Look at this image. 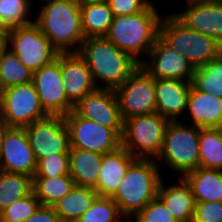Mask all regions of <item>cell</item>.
Masks as SVG:
<instances>
[{
	"label": "cell",
	"mask_w": 222,
	"mask_h": 222,
	"mask_svg": "<svg viewBox=\"0 0 222 222\" xmlns=\"http://www.w3.org/2000/svg\"><path fill=\"white\" fill-rule=\"evenodd\" d=\"M170 121L157 112L124 120L121 146L134 158L157 159Z\"/></svg>",
	"instance_id": "7"
},
{
	"label": "cell",
	"mask_w": 222,
	"mask_h": 222,
	"mask_svg": "<svg viewBox=\"0 0 222 222\" xmlns=\"http://www.w3.org/2000/svg\"><path fill=\"white\" fill-rule=\"evenodd\" d=\"M159 38L185 57L194 68L205 65L222 54V44L215 38L189 29L173 14L163 15Z\"/></svg>",
	"instance_id": "5"
},
{
	"label": "cell",
	"mask_w": 222,
	"mask_h": 222,
	"mask_svg": "<svg viewBox=\"0 0 222 222\" xmlns=\"http://www.w3.org/2000/svg\"><path fill=\"white\" fill-rule=\"evenodd\" d=\"M78 53L86 61L97 88L115 90L139 66L136 60L106 37L85 39Z\"/></svg>",
	"instance_id": "1"
},
{
	"label": "cell",
	"mask_w": 222,
	"mask_h": 222,
	"mask_svg": "<svg viewBox=\"0 0 222 222\" xmlns=\"http://www.w3.org/2000/svg\"><path fill=\"white\" fill-rule=\"evenodd\" d=\"M121 218H123L122 220H126V222H129L130 219H133L131 216L128 215H122L119 219H117L115 222H121ZM131 222V221H130Z\"/></svg>",
	"instance_id": "42"
},
{
	"label": "cell",
	"mask_w": 222,
	"mask_h": 222,
	"mask_svg": "<svg viewBox=\"0 0 222 222\" xmlns=\"http://www.w3.org/2000/svg\"><path fill=\"white\" fill-rule=\"evenodd\" d=\"M187 7L173 15L189 29L213 37L222 44V0L190 2Z\"/></svg>",
	"instance_id": "17"
},
{
	"label": "cell",
	"mask_w": 222,
	"mask_h": 222,
	"mask_svg": "<svg viewBox=\"0 0 222 222\" xmlns=\"http://www.w3.org/2000/svg\"><path fill=\"white\" fill-rule=\"evenodd\" d=\"M7 48H8L7 36H1L0 37V60L2 58L3 53L7 50Z\"/></svg>",
	"instance_id": "41"
},
{
	"label": "cell",
	"mask_w": 222,
	"mask_h": 222,
	"mask_svg": "<svg viewBox=\"0 0 222 222\" xmlns=\"http://www.w3.org/2000/svg\"><path fill=\"white\" fill-rule=\"evenodd\" d=\"M199 167L222 170V128L200 129Z\"/></svg>",
	"instance_id": "29"
},
{
	"label": "cell",
	"mask_w": 222,
	"mask_h": 222,
	"mask_svg": "<svg viewBox=\"0 0 222 222\" xmlns=\"http://www.w3.org/2000/svg\"><path fill=\"white\" fill-rule=\"evenodd\" d=\"M37 161L25 128L10 127L0 151V170L23 173L33 178Z\"/></svg>",
	"instance_id": "16"
},
{
	"label": "cell",
	"mask_w": 222,
	"mask_h": 222,
	"mask_svg": "<svg viewBox=\"0 0 222 222\" xmlns=\"http://www.w3.org/2000/svg\"><path fill=\"white\" fill-rule=\"evenodd\" d=\"M98 196L93 187L75 185L73 189L53 207L61 222H77V220L91 207Z\"/></svg>",
	"instance_id": "26"
},
{
	"label": "cell",
	"mask_w": 222,
	"mask_h": 222,
	"mask_svg": "<svg viewBox=\"0 0 222 222\" xmlns=\"http://www.w3.org/2000/svg\"><path fill=\"white\" fill-rule=\"evenodd\" d=\"M200 128L180 121L166 127L162 151L156 161L163 160L171 170L184 177L199 167Z\"/></svg>",
	"instance_id": "6"
},
{
	"label": "cell",
	"mask_w": 222,
	"mask_h": 222,
	"mask_svg": "<svg viewBox=\"0 0 222 222\" xmlns=\"http://www.w3.org/2000/svg\"><path fill=\"white\" fill-rule=\"evenodd\" d=\"M31 3L32 0H0V23L5 30L34 21Z\"/></svg>",
	"instance_id": "32"
},
{
	"label": "cell",
	"mask_w": 222,
	"mask_h": 222,
	"mask_svg": "<svg viewBox=\"0 0 222 222\" xmlns=\"http://www.w3.org/2000/svg\"><path fill=\"white\" fill-rule=\"evenodd\" d=\"M161 165L155 159L135 158L111 196L122 215L133 217L158 195Z\"/></svg>",
	"instance_id": "4"
},
{
	"label": "cell",
	"mask_w": 222,
	"mask_h": 222,
	"mask_svg": "<svg viewBox=\"0 0 222 222\" xmlns=\"http://www.w3.org/2000/svg\"><path fill=\"white\" fill-rule=\"evenodd\" d=\"M23 222H61L53 206L40 205L37 210Z\"/></svg>",
	"instance_id": "39"
},
{
	"label": "cell",
	"mask_w": 222,
	"mask_h": 222,
	"mask_svg": "<svg viewBox=\"0 0 222 222\" xmlns=\"http://www.w3.org/2000/svg\"><path fill=\"white\" fill-rule=\"evenodd\" d=\"M147 56L151 57L150 60L143 59L139 65L153 78L192 81L195 70L193 65L160 38L156 40Z\"/></svg>",
	"instance_id": "15"
},
{
	"label": "cell",
	"mask_w": 222,
	"mask_h": 222,
	"mask_svg": "<svg viewBox=\"0 0 222 222\" xmlns=\"http://www.w3.org/2000/svg\"><path fill=\"white\" fill-rule=\"evenodd\" d=\"M134 159L122 146L103 154L99 180L94 187L98 196L111 197L117 191L127 168Z\"/></svg>",
	"instance_id": "22"
},
{
	"label": "cell",
	"mask_w": 222,
	"mask_h": 222,
	"mask_svg": "<svg viewBox=\"0 0 222 222\" xmlns=\"http://www.w3.org/2000/svg\"><path fill=\"white\" fill-rule=\"evenodd\" d=\"M33 178L23 173L0 170V213L15 201L29 195Z\"/></svg>",
	"instance_id": "28"
},
{
	"label": "cell",
	"mask_w": 222,
	"mask_h": 222,
	"mask_svg": "<svg viewBox=\"0 0 222 222\" xmlns=\"http://www.w3.org/2000/svg\"><path fill=\"white\" fill-rule=\"evenodd\" d=\"M133 218L134 222H178L158 197L152 199Z\"/></svg>",
	"instance_id": "36"
},
{
	"label": "cell",
	"mask_w": 222,
	"mask_h": 222,
	"mask_svg": "<svg viewBox=\"0 0 222 222\" xmlns=\"http://www.w3.org/2000/svg\"><path fill=\"white\" fill-rule=\"evenodd\" d=\"M70 174L69 154H52L37 161L36 171L33 177H57Z\"/></svg>",
	"instance_id": "35"
},
{
	"label": "cell",
	"mask_w": 222,
	"mask_h": 222,
	"mask_svg": "<svg viewBox=\"0 0 222 222\" xmlns=\"http://www.w3.org/2000/svg\"><path fill=\"white\" fill-rule=\"evenodd\" d=\"M43 6L34 18L41 32L61 52H78L85 40L80 0H41Z\"/></svg>",
	"instance_id": "2"
},
{
	"label": "cell",
	"mask_w": 222,
	"mask_h": 222,
	"mask_svg": "<svg viewBox=\"0 0 222 222\" xmlns=\"http://www.w3.org/2000/svg\"><path fill=\"white\" fill-rule=\"evenodd\" d=\"M73 110L79 116L112 128L120 137L122 136L124 120L114 89L97 88L80 100Z\"/></svg>",
	"instance_id": "14"
},
{
	"label": "cell",
	"mask_w": 222,
	"mask_h": 222,
	"mask_svg": "<svg viewBox=\"0 0 222 222\" xmlns=\"http://www.w3.org/2000/svg\"><path fill=\"white\" fill-rule=\"evenodd\" d=\"M115 92L123 120L156 112L154 78L140 65Z\"/></svg>",
	"instance_id": "11"
},
{
	"label": "cell",
	"mask_w": 222,
	"mask_h": 222,
	"mask_svg": "<svg viewBox=\"0 0 222 222\" xmlns=\"http://www.w3.org/2000/svg\"><path fill=\"white\" fill-rule=\"evenodd\" d=\"M36 161L52 154H69V132L63 116H47L25 127Z\"/></svg>",
	"instance_id": "13"
},
{
	"label": "cell",
	"mask_w": 222,
	"mask_h": 222,
	"mask_svg": "<svg viewBox=\"0 0 222 222\" xmlns=\"http://www.w3.org/2000/svg\"><path fill=\"white\" fill-rule=\"evenodd\" d=\"M71 148L110 153L121 146V137L112 129L79 116L74 110L64 116Z\"/></svg>",
	"instance_id": "10"
},
{
	"label": "cell",
	"mask_w": 222,
	"mask_h": 222,
	"mask_svg": "<svg viewBox=\"0 0 222 222\" xmlns=\"http://www.w3.org/2000/svg\"><path fill=\"white\" fill-rule=\"evenodd\" d=\"M6 35L8 48L32 72L51 64L61 53L35 21L6 30Z\"/></svg>",
	"instance_id": "8"
},
{
	"label": "cell",
	"mask_w": 222,
	"mask_h": 222,
	"mask_svg": "<svg viewBox=\"0 0 222 222\" xmlns=\"http://www.w3.org/2000/svg\"><path fill=\"white\" fill-rule=\"evenodd\" d=\"M156 112L169 121H179L186 112L191 82L154 78Z\"/></svg>",
	"instance_id": "19"
},
{
	"label": "cell",
	"mask_w": 222,
	"mask_h": 222,
	"mask_svg": "<svg viewBox=\"0 0 222 222\" xmlns=\"http://www.w3.org/2000/svg\"><path fill=\"white\" fill-rule=\"evenodd\" d=\"M192 124L200 129L222 128V98L197 90L192 84L186 113Z\"/></svg>",
	"instance_id": "20"
},
{
	"label": "cell",
	"mask_w": 222,
	"mask_h": 222,
	"mask_svg": "<svg viewBox=\"0 0 222 222\" xmlns=\"http://www.w3.org/2000/svg\"><path fill=\"white\" fill-rule=\"evenodd\" d=\"M10 127L0 118V151L3 143L4 136L6 134V131Z\"/></svg>",
	"instance_id": "40"
},
{
	"label": "cell",
	"mask_w": 222,
	"mask_h": 222,
	"mask_svg": "<svg viewBox=\"0 0 222 222\" xmlns=\"http://www.w3.org/2000/svg\"><path fill=\"white\" fill-rule=\"evenodd\" d=\"M32 83L43 110L49 116H65L74 109L67 99L61 75V53L49 65L33 72Z\"/></svg>",
	"instance_id": "12"
},
{
	"label": "cell",
	"mask_w": 222,
	"mask_h": 222,
	"mask_svg": "<svg viewBox=\"0 0 222 222\" xmlns=\"http://www.w3.org/2000/svg\"><path fill=\"white\" fill-rule=\"evenodd\" d=\"M191 84L199 91L222 98V54L196 67Z\"/></svg>",
	"instance_id": "30"
},
{
	"label": "cell",
	"mask_w": 222,
	"mask_h": 222,
	"mask_svg": "<svg viewBox=\"0 0 222 222\" xmlns=\"http://www.w3.org/2000/svg\"><path fill=\"white\" fill-rule=\"evenodd\" d=\"M102 157L103 154L70 147V176L75 185L93 188L97 185Z\"/></svg>",
	"instance_id": "23"
},
{
	"label": "cell",
	"mask_w": 222,
	"mask_h": 222,
	"mask_svg": "<svg viewBox=\"0 0 222 222\" xmlns=\"http://www.w3.org/2000/svg\"><path fill=\"white\" fill-rule=\"evenodd\" d=\"M151 0H111L108 2L113 16L133 15L145 11Z\"/></svg>",
	"instance_id": "38"
},
{
	"label": "cell",
	"mask_w": 222,
	"mask_h": 222,
	"mask_svg": "<svg viewBox=\"0 0 222 222\" xmlns=\"http://www.w3.org/2000/svg\"><path fill=\"white\" fill-rule=\"evenodd\" d=\"M33 72L9 49L0 60V90L32 82Z\"/></svg>",
	"instance_id": "31"
},
{
	"label": "cell",
	"mask_w": 222,
	"mask_h": 222,
	"mask_svg": "<svg viewBox=\"0 0 222 222\" xmlns=\"http://www.w3.org/2000/svg\"><path fill=\"white\" fill-rule=\"evenodd\" d=\"M152 3L145 11L133 15L114 16L106 38L128 53L139 64L159 38L163 16Z\"/></svg>",
	"instance_id": "3"
},
{
	"label": "cell",
	"mask_w": 222,
	"mask_h": 222,
	"mask_svg": "<svg viewBox=\"0 0 222 222\" xmlns=\"http://www.w3.org/2000/svg\"><path fill=\"white\" fill-rule=\"evenodd\" d=\"M75 186L70 174L57 177H33V193L43 206H53Z\"/></svg>",
	"instance_id": "27"
},
{
	"label": "cell",
	"mask_w": 222,
	"mask_h": 222,
	"mask_svg": "<svg viewBox=\"0 0 222 222\" xmlns=\"http://www.w3.org/2000/svg\"><path fill=\"white\" fill-rule=\"evenodd\" d=\"M95 1L108 3V2L111 1V0H95Z\"/></svg>",
	"instance_id": "45"
},
{
	"label": "cell",
	"mask_w": 222,
	"mask_h": 222,
	"mask_svg": "<svg viewBox=\"0 0 222 222\" xmlns=\"http://www.w3.org/2000/svg\"><path fill=\"white\" fill-rule=\"evenodd\" d=\"M61 75L67 99L74 106L97 89L86 61L78 52L61 53Z\"/></svg>",
	"instance_id": "18"
},
{
	"label": "cell",
	"mask_w": 222,
	"mask_h": 222,
	"mask_svg": "<svg viewBox=\"0 0 222 222\" xmlns=\"http://www.w3.org/2000/svg\"><path fill=\"white\" fill-rule=\"evenodd\" d=\"M40 202L33 191L15 201L0 213V222H23L28 219L40 206Z\"/></svg>",
	"instance_id": "34"
},
{
	"label": "cell",
	"mask_w": 222,
	"mask_h": 222,
	"mask_svg": "<svg viewBox=\"0 0 222 222\" xmlns=\"http://www.w3.org/2000/svg\"><path fill=\"white\" fill-rule=\"evenodd\" d=\"M80 10L85 39L106 37L114 17L109 4L95 0H80Z\"/></svg>",
	"instance_id": "24"
},
{
	"label": "cell",
	"mask_w": 222,
	"mask_h": 222,
	"mask_svg": "<svg viewBox=\"0 0 222 222\" xmlns=\"http://www.w3.org/2000/svg\"><path fill=\"white\" fill-rule=\"evenodd\" d=\"M177 180L178 184L166 186L162 179L157 197L178 222H192L196 204L192 188L184 177Z\"/></svg>",
	"instance_id": "21"
},
{
	"label": "cell",
	"mask_w": 222,
	"mask_h": 222,
	"mask_svg": "<svg viewBox=\"0 0 222 222\" xmlns=\"http://www.w3.org/2000/svg\"><path fill=\"white\" fill-rule=\"evenodd\" d=\"M184 178L192 188L195 203L222 202V170L198 167Z\"/></svg>",
	"instance_id": "25"
},
{
	"label": "cell",
	"mask_w": 222,
	"mask_h": 222,
	"mask_svg": "<svg viewBox=\"0 0 222 222\" xmlns=\"http://www.w3.org/2000/svg\"><path fill=\"white\" fill-rule=\"evenodd\" d=\"M1 36H7L6 35V30H5V28L1 25V23H0V37Z\"/></svg>",
	"instance_id": "43"
},
{
	"label": "cell",
	"mask_w": 222,
	"mask_h": 222,
	"mask_svg": "<svg viewBox=\"0 0 222 222\" xmlns=\"http://www.w3.org/2000/svg\"><path fill=\"white\" fill-rule=\"evenodd\" d=\"M184 1L185 3H190V2H202V1H211V0H184Z\"/></svg>",
	"instance_id": "44"
},
{
	"label": "cell",
	"mask_w": 222,
	"mask_h": 222,
	"mask_svg": "<svg viewBox=\"0 0 222 222\" xmlns=\"http://www.w3.org/2000/svg\"><path fill=\"white\" fill-rule=\"evenodd\" d=\"M192 222H222V202L196 203Z\"/></svg>",
	"instance_id": "37"
},
{
	"label": "cell",
	"mask_w": 222,
	"mask_h": 222,
	"mask_svg": "<svg viewBox=\"0 0 222 222\" xmlns=\"http://www.w3.org/2000/svg\"><path fill=\"white\" fill-rule=\"evenodd\" d=\"M47 116L32 82L0 92V118L9 127L25 128Z\"/></svg>",
	"instance_id": "9"
},
{
	"label": "cell",
	"mask_w": 222,
	"mask_h": 222,
	"mask_svg": "<svg viewBox=\"0 0 222 222\" xmlns=\"http://www.w3.org/2000/svg\"><path fill=\"white\" fill-rule=\"evenodd\" d=\"M121 216L118 205L111 197L97 196L77 222H115Z\"/></svg>",
	"instance_id": "33"
}]
</instances>
